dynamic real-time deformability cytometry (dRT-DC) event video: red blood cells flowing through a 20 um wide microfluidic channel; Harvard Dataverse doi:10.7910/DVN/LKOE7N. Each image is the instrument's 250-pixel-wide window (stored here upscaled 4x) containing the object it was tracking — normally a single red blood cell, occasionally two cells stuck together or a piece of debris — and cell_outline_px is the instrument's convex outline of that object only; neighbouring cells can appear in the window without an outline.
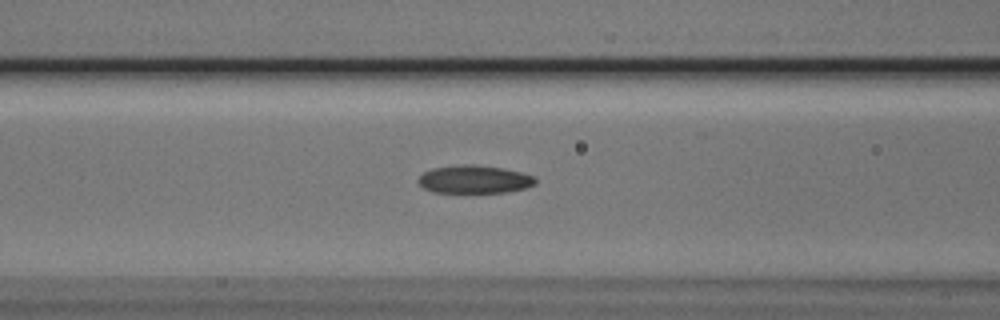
{"species": "Egyptian fruit bat (a non-hibernating species)", "species_latin": "Rousettus aegyptiacus", "temperature_condition": "cold", "stored_images_in_passage": 14, "camera_frame_rate_fps": 3000, "um_per_image_px": 0.085, "animal": {"sex": "male"}, "frame": {"image": 1, "passage_image": 12, "time_ms": 3.667, "image_size_px": [1000, 320], "cell_outline_px": [[536, 184], [528, 188], [508, 192], [432, 192], [424, 188], [416, 180], [424, 172], [432, 168], [468, 164], [476, 164], [500, 168], [520, 172], [532, 176], [536, 180]], "centroid_in_image_um": [40.32, 15.25], "position_along_channel_um": 126.3, "area_um2": 19.02}}